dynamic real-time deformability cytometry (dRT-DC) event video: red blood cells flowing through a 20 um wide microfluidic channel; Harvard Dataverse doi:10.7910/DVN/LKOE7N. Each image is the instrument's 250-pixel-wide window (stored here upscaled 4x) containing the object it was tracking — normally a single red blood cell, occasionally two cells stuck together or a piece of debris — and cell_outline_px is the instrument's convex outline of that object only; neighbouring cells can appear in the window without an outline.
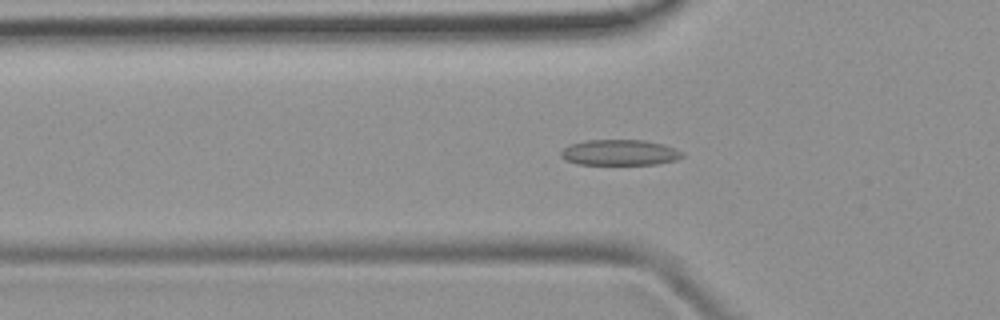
{"species": "common noctule bat (a hibernating species)", "species_latin": "Nyctalus noctula", "temperature_condition": "room temperature", "stored_images_in_passage": 48, "camera_frame_rate_fps": 3000, "um_per_image_px": 0.085, "animal": {"sex": "female", "body_mass_g": 19.9}, "frame": {"image": 1, "passage_image": 15, "time_ms": 4.667, "image_size_px": [1000, 320], "cell_outline_px": [[684, 156], [676, 160], [656, 164], [580, 164], [564, 160], [560, 156], [560, 152], [564, 148], [572, 144], [588, 140], [644, 140], [664, 144], [684, 152]], "centroid_in_image_um": [52.7, 12.96], "position_along_channel_um": 73.1, "area_um2": 18.15}}
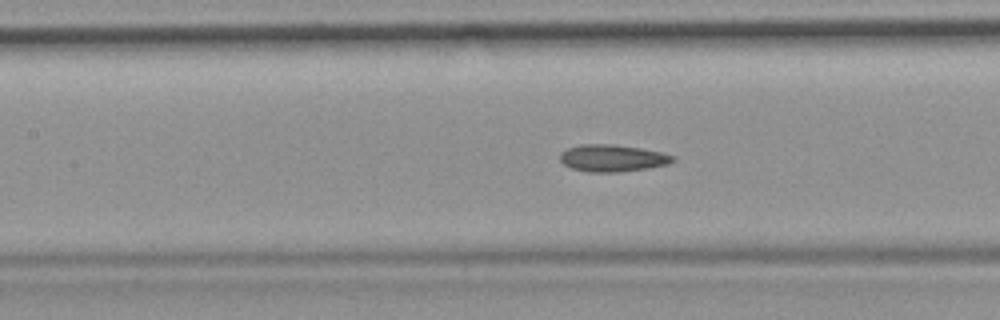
{"frame": {"image": 2, "passage_image": 21, "time_ms": 6.667, "image_size_px": [1000, 320], "cell_outline_px": [[676, 160], [668, 164], [648, 168], [620, 172], [588, 172], [572, 168], [564, 164], [560, 160], [560, 152], [568, 148], [580, 144], [616, 144], [640, 148], [660, 152], [676, 156]], "centroid_in_image_um": [52.07, 13.44], "position_along_channel_um": 155.3, "area_um2": 17.86}}
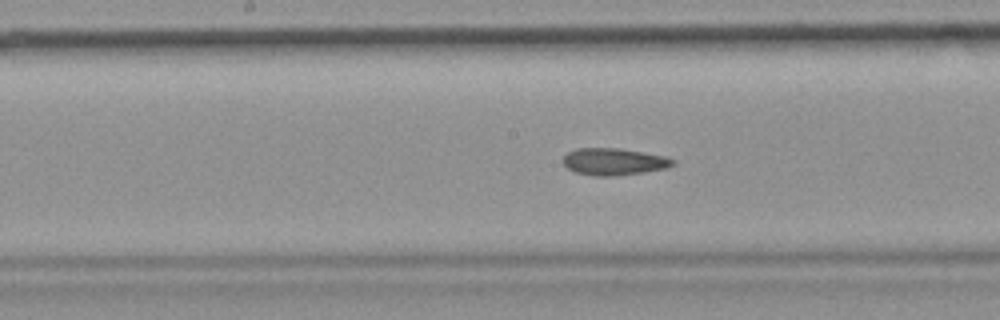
{"frame": {"image": 3, "passage_image": 24, "time_ms": 7.667, "image_size_px": [1000, 320], "cell_outline_px": [[676, 164], [668, 168], [644, 172], [612, 176], [592, 176], [576, 172], [568, 168], [564, 164], [564, 156], [568, 152], [576, 148], [620, 148], [664, 156], [676, 160]], "centroid_in_image_um": [52.21, 13.74], "position_along_channel_um": 196.0, "area_um2": 17.28}}